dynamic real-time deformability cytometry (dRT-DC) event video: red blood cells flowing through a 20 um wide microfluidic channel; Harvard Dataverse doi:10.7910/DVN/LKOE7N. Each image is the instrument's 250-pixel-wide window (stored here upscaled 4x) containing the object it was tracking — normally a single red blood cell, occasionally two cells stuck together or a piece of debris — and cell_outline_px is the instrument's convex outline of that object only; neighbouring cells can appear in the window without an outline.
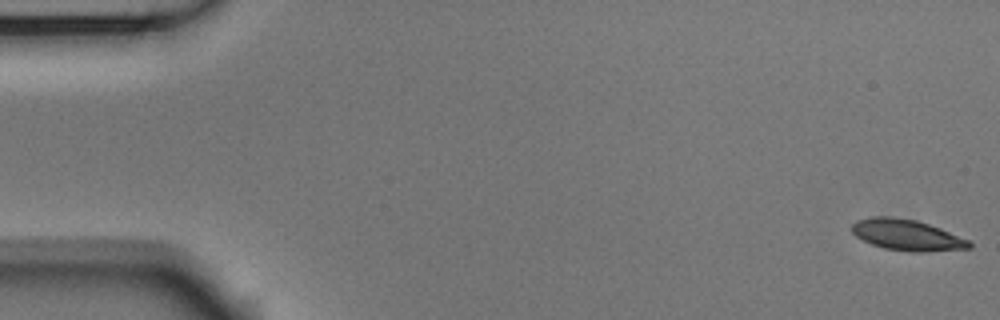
{"species": "Egyptian fruit bat (a non-hibernating species)", "species_latin": "Rousettus aegyptiacus", "temperature_condition": "room temperature", "stored_images_in_passage": 16, "camera_frame_rate_fps": 3000, "um_per_image_px": 0.085, "animal": {"sex": "male"}, "frame": {"image": 1, "passage_image": 1, "time_ms": 0.0, "image_size_px": [1000, 320], "cell_outline_px": [[972, 248], [924, 252], [908, 252], [884, 248], [872, 244], [856, 236], [852, 232], [852, 224], [856, 220], [868, 216], [892, 216], [916, 220], [940, 228], [968, 240], [972, 244]], "centroid_in_image_um": [77.06, 19.97], "position_along_channel_um": 7.9, "area_um2": 21.27}}